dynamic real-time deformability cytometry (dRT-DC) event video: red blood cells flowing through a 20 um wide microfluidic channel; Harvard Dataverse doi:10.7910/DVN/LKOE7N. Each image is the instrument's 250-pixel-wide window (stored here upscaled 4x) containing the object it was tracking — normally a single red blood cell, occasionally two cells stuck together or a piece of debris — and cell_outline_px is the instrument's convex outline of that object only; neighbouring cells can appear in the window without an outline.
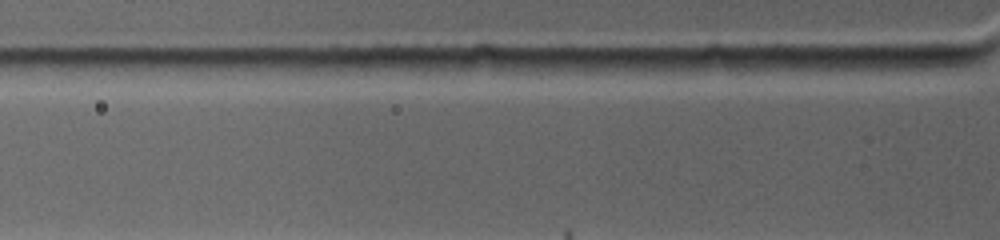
{"species": "common noctule bat (a hibernating species)", "species_latin": "Nyctalus noctula", "temperature_condition": "warm", "stored_images_in_passage": 2, "camera_frame_rate_fps": 4500, "um_per_image_px": 0.085, "animal": {"sex": "female", "body_mass_g": 19.0, "forearm_length_mm": 53.3}, "frame": {"image": 1, "passage_image": 2, "time_ms": 0.444, "image_size_px": [1000, 240], "cell_outline_px": [[688, 68], [672, 76], [536, 76], [528, 68], [528, 60], [664, 60]], "centroid_in_image_um": [51.35, 5.78], "position_along_channel_um": 74.5, "area_um2": 17.11}}